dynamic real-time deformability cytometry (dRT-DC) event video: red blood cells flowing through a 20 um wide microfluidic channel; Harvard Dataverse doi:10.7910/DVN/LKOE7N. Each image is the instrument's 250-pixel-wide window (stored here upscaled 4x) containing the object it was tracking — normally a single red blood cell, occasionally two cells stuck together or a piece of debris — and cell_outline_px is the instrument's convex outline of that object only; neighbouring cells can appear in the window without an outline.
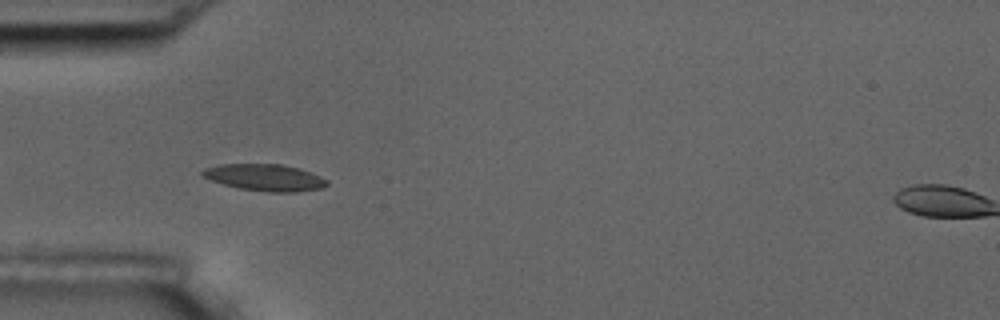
{"species": "common noctule bat (a hibernating species)", "species_latin": "Nyctalus noctula", "temperature_condition": "room temperature", "stored_images_in_passage": 57, "camera_frame_rate_fps": 3000, "um_per_image_px": 0.085, "animal": {"sex": "male", "body_mass_g": 17.5, "forearm_length_mm": 52.3}, "frame": {"image": 1, "passage_image": 18, "time_ms": 5.667, "image_size_px": [1000, 320], "cell_outline_px": [[328, 184], [324, 188], [296, 192], [268, 192], [240, 188], [224, 184], [212, 180], [204, 176], [200, 172], [204, 168], [220, 164], [280, 164], [300, 168], [320, 176], [328, 180]], "centroid_in_image_um": [22.56, 15.08], "position_along_channel_um": 62.4, "area_um2": 19.36}}
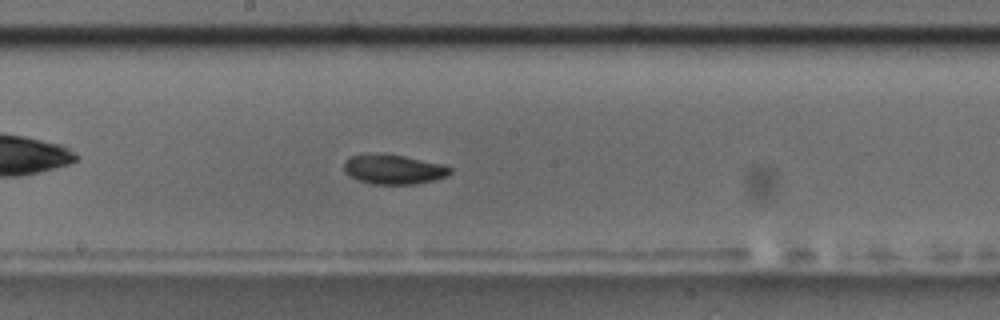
{"frame": {"image": 2, "passage_image": 31, "time_ms": 10.0, "image_size_px": [1000, 320], "cell_outline_px": [[452, 172], [448, 176], [436, 180], [416, 184], [372, 184], [348, 176], [344, 172], [344, 160], [352, 156], [364, 152], [384, 152], [444, 164], [452, 168]], "centroid_in_image_um": [33.44, 14.36], "position_along_channel_um": 214.8, "area_um2": 18.96}}
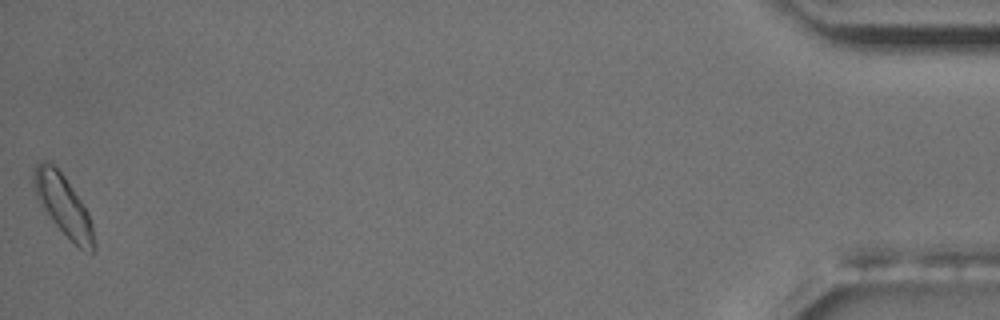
{"frame": {"image": 3, "passage_image": 57, "time_ms": 18.667, "image_size_px": [1000, 320], "cell_outline_px": [[96, 248], [92, 252], [80, 248], [56, 224], [44, 208], [36, 196], [32, 184], [32, 176], [36, 164], [40, 160], [48, 160], [64, 176], [84, 204], [88, 212], [92, 224], [96, 244]], "centroid_in_image_um": [5.39, 17.4], "position_along_channel_um": 429.8, "area_um2": 20.92}}